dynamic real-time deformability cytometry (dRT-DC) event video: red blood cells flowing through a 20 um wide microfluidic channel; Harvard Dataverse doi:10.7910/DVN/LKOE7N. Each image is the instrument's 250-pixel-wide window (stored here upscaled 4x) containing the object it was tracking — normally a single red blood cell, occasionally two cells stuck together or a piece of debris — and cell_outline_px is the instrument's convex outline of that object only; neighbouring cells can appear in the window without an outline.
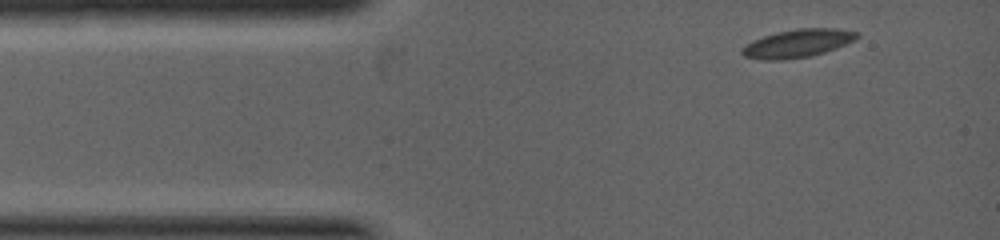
{"species": "common noctule bat (a hibernating species)", "species_latin": "Nyctalus noctula", "temperature_condition": "warm", "stored_images_in_passage": 29, "camera_frame_rate_fps": 5000, "um_per_image_px": 0.085, "animal": {"sex": "female", "body_mass_g": 19.0, "forearm_length_mm": 53.3}, "frame": {"image": 1, "passage_image": 1, "time_ms": 0.0, "image_size_px": [1000, 240], "cell_outline_px": [[860, 36], [856, 40], [836, 48], [812, 56], [780, 60], [764, 60], [744, 56], [740, 52], [740, 48], [752, 40], [776, 32], [796, 28], [840, 28], [860, 32]], "centroid_in_image_um": [67.82, 3.67], "position_along_channel_um": 17.2, "area_um2": 19.13}}
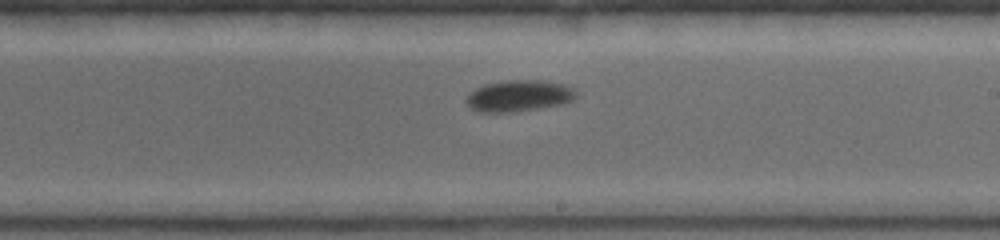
{"frame": {"image": 2, "passage_image": 17, "time_ms": 3.8, "image_size_px": [1000, 240], "cell_outline_px": [[576, 96], [572, 100], [564, 104], [516, 112], [480, 112], [472, 108], [464, 100], [476, 88], [484, 84], [508, 80], [544, 80], [564, 84], [576, 88]], "centroid_in_image_um": [44.15, 8.14], "position_along_channel_um": 244.8, "area_um2": 20.23}}
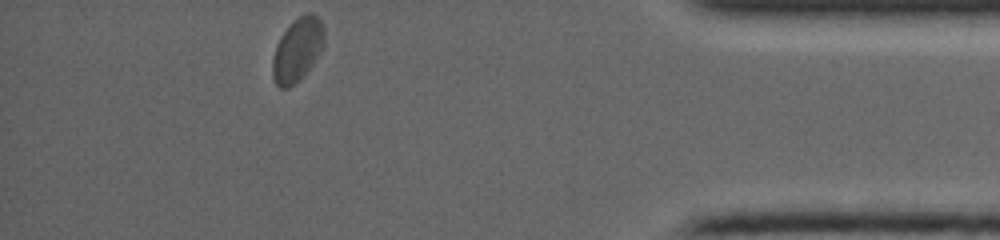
{"frame": {"image": 3, "passage_image": 29, "time_ms": 6.6, "image_size_px": [1000, 240], "cell_outline_px": [[324, 48], [304, 76], [288, 88], [280, 88], [276, 84], [272, 76], [272, 60], [280, 36], [304, 12], [312, 12], [320, 20], [324, 28]], "centroid_in_image_um": [25.3, 4.25], "position_along_channel_um": 409.9, "area_um2": 19.07}}